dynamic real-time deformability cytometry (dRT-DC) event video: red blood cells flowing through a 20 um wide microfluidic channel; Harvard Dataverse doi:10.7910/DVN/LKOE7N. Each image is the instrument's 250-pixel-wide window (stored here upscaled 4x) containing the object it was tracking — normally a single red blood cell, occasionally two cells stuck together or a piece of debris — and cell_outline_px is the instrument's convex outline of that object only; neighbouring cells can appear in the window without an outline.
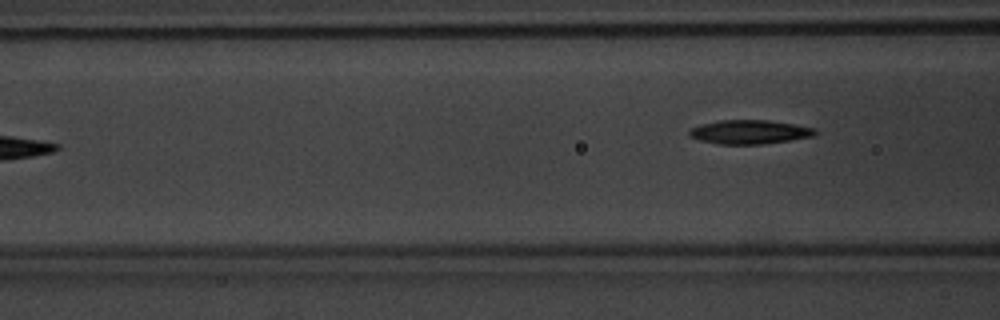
{"species": "common noctule bat (a hibernating species)", "species_latin": "Nyctalus noctula", "temperature_condition": "warm", "stored_images_in_passage": 3, "camera_frame_rate_fps": 3000, "um_per_image_px": 0.085, "animal": {"sex": "male", "body_mass_g": 20.1, "forearm_length_mm": 53.5}, "frame": {"image": 1, "passage_image": 3, "time_ms": 2.667, "image_size_px": [1000, 320], "cell_outline_px": [[816, 132], [812, 136], [788, 140], [760, 144], [720, 144], [700, 140], [688, 136], [688, 128], [700, 124], [720, 120], [768, 120], [816, 128]], "centroid_in_image_um": [63.63, 11.21], "position_along_channel_um": 103.0, "area_um2": 17.46}}